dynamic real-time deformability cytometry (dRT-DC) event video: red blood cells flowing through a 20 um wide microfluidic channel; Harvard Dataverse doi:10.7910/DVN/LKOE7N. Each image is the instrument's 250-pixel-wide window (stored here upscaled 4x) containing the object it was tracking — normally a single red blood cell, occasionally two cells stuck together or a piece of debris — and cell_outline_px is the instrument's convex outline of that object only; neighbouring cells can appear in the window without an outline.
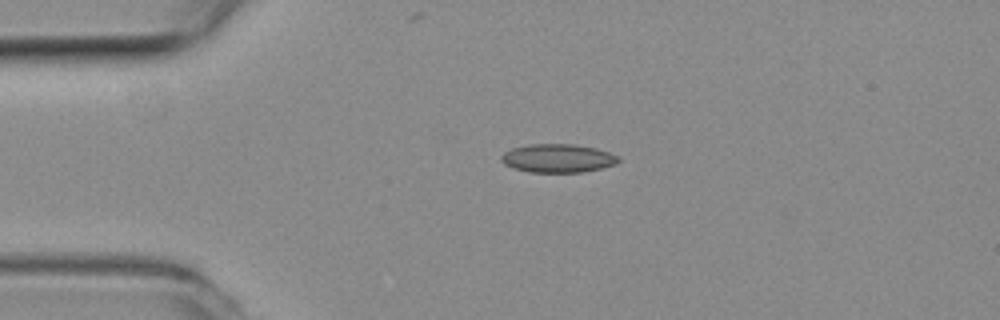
{"species": "common noctule bat (a hibernating species)", "species_latin": "Nyctalus noctula", "temperature_condition": "room temperature", "stored_images_in_passage": 33, "camera_frame_rate_fps": 3000, "um_per_image_px": 0.085, "animal": {"sex": "female", "body_mass_g": 19.3, "forearm_length_mm": 54.1}, "frame": {"image": 1, "passage_image": 1, "time_ms": 0.0, "image_size_px": [1000, 320], "cell_outline_px": [[620, 160], [616, 164], [584, 172], [528, 172], [512, 168], [504, 164], [500, 160], [500, 156], [504, 152], [512, 148], [528, 144], [572, 144], [596, 148], [620, 156]], "centroid_in_image_um": [47.39, 13.45], "position_along_channel_um": 37.6, "area_um2": 19.59}}
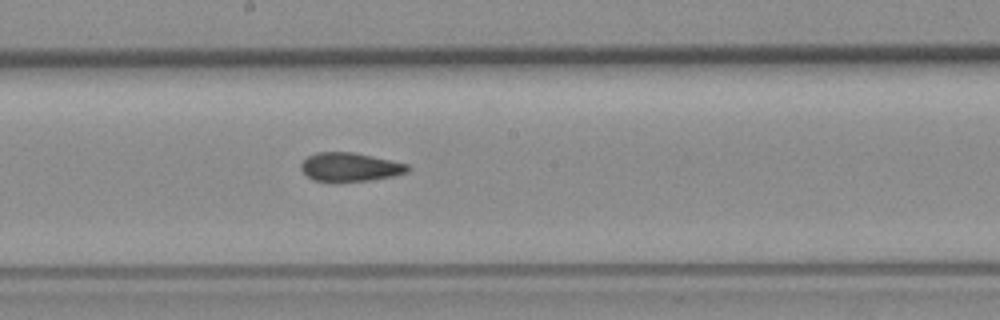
{"frame": {"image": 2, "passage_image": 18, "time_ms": 5.667, "image_size_px": [1000, 320], "cell_outline_px": [[412, 168], [408, 172], [392, 176], [372, 180], [336, 184], [312, 180], [300, 168], [300, 164], [308, 156], [316, 152], [352, 152], [392, 160], [408, 164]], "centroid_in_image_um": [29.74, 14.23], "position_along_channel_um": 218.5, "area_um2": 18.44}}
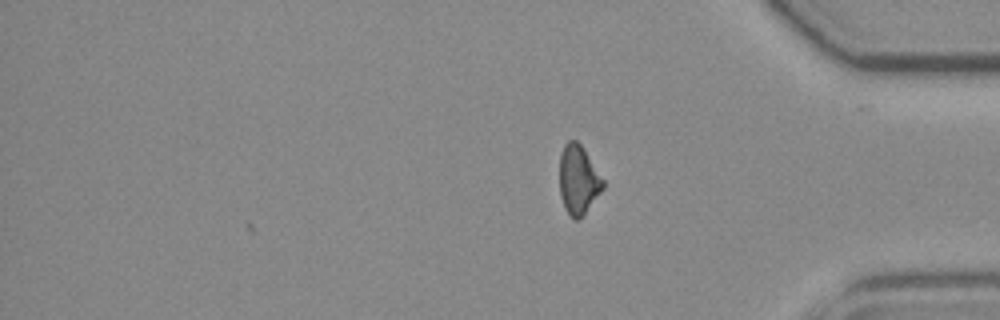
{"frame": {"image": 3, "passage_image": 33, "time_ms": 10.667, "image_size_px": [1000, 320], "cell_outline_px": [[604, 188], [584, 216], [580, 220], [572, 220], [564, 208], [560, 196], [560, 156], [564, 144], [568, 140], [576, 140], [580, 144], [604, 180]], "centroid_in_image_um": [49.15, 15.34], "position_along_channel_um": 386.0, "area_um2": 17.69}, "authors_computed_cell_mechanics": {"area_um2": 18.4382, "velocity_mm_per_s": 3.7148, "shape_relaxation_time_tau1_ms": null, "shape_relaxation_time_tau2_ms": 3.1843, "deformation_change_tau1": null, "deformation_change_tau2": 0.0907}}